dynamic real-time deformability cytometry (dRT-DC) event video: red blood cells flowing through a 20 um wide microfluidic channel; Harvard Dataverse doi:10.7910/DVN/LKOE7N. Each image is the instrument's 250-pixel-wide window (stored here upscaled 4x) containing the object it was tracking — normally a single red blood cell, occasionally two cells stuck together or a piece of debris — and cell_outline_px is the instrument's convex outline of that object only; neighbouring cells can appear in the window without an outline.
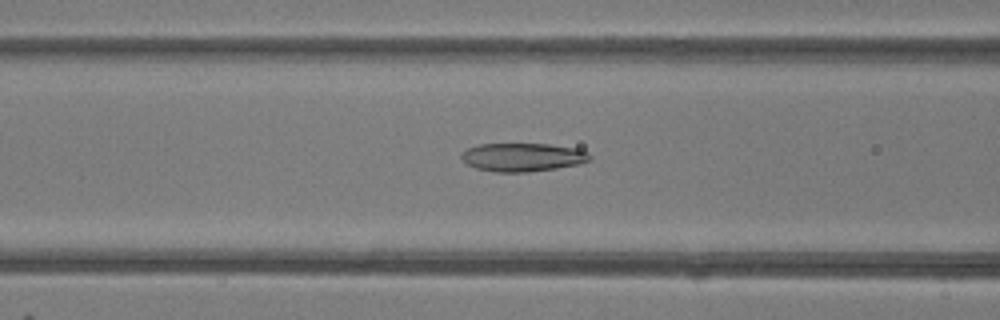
{"species": "common noctule bat (a hibernating species)", "species_latin": "Nyctalus noctula", "temperature_condition": "room temperature", "stored_images_in_passage": 29, "camera_frame_rate_fps": 3000, "um_per_image_px": 0.085, "animal": {"sex": "female"}, "frame": {"image": 1, "passage_image": 11, "time_ms": 3.333, "image_size_px": [1000, 320], "cell_outline_px": [[592, 160], [580, 164], [556, 168], [528, 172], [496, 172], [476, 168], [468, 164], [460, 156], [468, 148], [480, 144], [548, 144], [580, 148], [588, 152], [592, 156]], "centroid_in_image_um": [44.5, 13.36], "position_along_channel_um": 122.1, "area_um2": 21.33}}
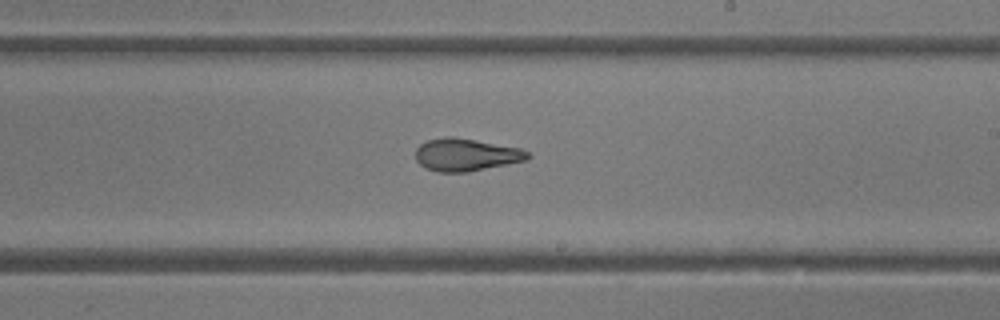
{"frame": {"image": 2, "passage_image": 20, "time_ms": 6.333, "image_size_px": [1000, 320], "cell_outline_px": [[532, 156], [528, 160], [468, 172], [436, 172], [424, 168], [416, 160], [416, 148], [420, 144], [428, 140], [444, 136], [456, 136], [520, 148], [528, 152]], "centroid_in_image_um": [39.61, 13.15], "position_along_channel_um": 249.4, "area_um2": 21.56}}
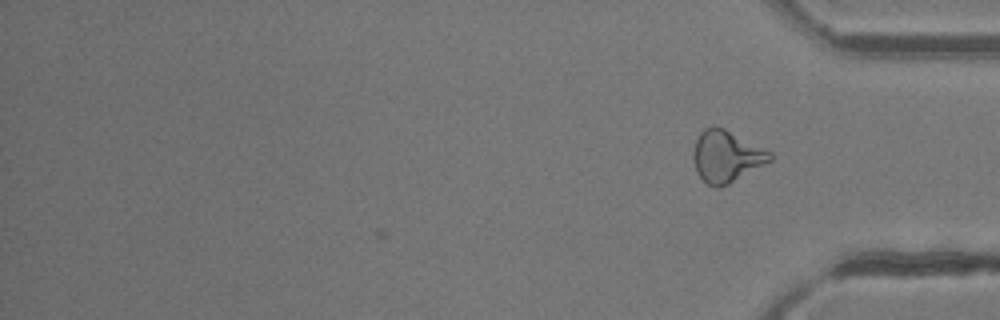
{"frame": {"image": 3, "passage_image": 29, "time_ms": 9.333, "image_size_px": [1000, 320], "cell_outline_px": [[772, 160], [728, 184], [720, 188], [716, 188], [708, 184], [696, 172], [692, 156], [696, 140], [700, 132], [704, 128], [724, 128], [772, 152]], "centroid_in_image_um": [61.73, 13.3], "position_along_channel_um": 373.5, "area_um2": 22.77}, "authors_computed_cell_mechanics": {"area_um2": 21.4438, "velocity_mm_per_s": 4.2319, "shape_relaxation_time_tau1_ms": 7.0448, "shape_relaxation_time_tau2_ms": 1.7977, "deformation_change_tau1": 0.2033, "deformation_change_tau2": 0.1047}}